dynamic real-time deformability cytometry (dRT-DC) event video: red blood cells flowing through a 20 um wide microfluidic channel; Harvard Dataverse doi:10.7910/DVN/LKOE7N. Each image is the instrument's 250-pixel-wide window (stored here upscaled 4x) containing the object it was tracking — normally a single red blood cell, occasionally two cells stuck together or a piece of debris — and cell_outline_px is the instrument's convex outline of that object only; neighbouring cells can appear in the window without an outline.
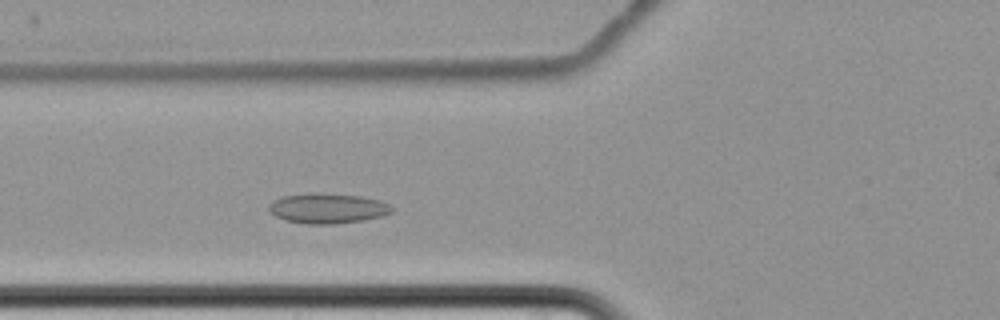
{"species": "common noctule bat (a hibernating species)", "species_latin": "Nyctalus noctula", "temperature_condition": "cold", "stored_images_in_passage": 4, "camera_frame_rate_fps": 3000, "um_per_image_px": 0.085, "animal": {"sex": "female", "body_mass_g": 22.7, "forearm_length_mm": 54.2}, "frame": {"image": 1, "passage_image": 3, "time_ms": 2.333, "image_size_px": [1000, 320], "cell_outline_px": [[392, 212], [380, 216], [364, 220], [332, 224], [304, 224], [284, 220], [276, 216], [268, 208], [268, 204], [272, 200], [284, 196], [312, 192], [360, 196], [380, 200], [388, 204], [392, 208]], "centroid_in_image_um": [27.81, 17.71], "position_along_channel_um": 98.0, "area_um2": 21.56}}